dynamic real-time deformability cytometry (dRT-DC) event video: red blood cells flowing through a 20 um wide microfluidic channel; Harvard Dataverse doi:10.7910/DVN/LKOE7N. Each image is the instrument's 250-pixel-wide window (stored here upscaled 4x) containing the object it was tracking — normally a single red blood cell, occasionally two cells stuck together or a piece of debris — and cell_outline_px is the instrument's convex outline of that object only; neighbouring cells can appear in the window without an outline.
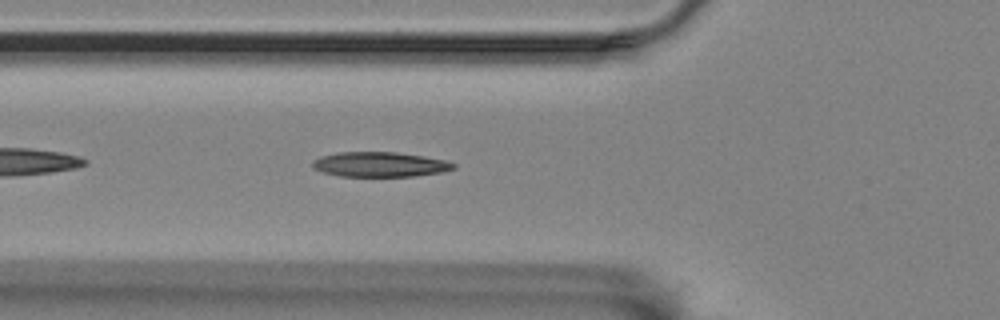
{"species": "Egyptian fruit bat (a non-hibernating species)", "species_latin": "Rousettus aegyptiacus", "temperature_condition": "room temperature", "stored_images_in_passage": 35, "camera_frame_rate_fps": 3000, "um_per_image_px": 0.085, "animal": {"sex": "female"}, "frame": {"image": 1, "passage_image": 3, "time_ms": 0.667, "image_size_px": [1000, 320], "cell_outline_px": [[456, 168], [444, 172], [412, 176], [340, 176], [324, 172], [312, 168], [312, 160], [324, 156], [340, 152], [396, 152], [424, 156], [444, 160], [456, 164]], "centroid_in_image_um": [32.32, 13.98], "position_along_channel_um": 93.5, "area_um2": 20.35}}
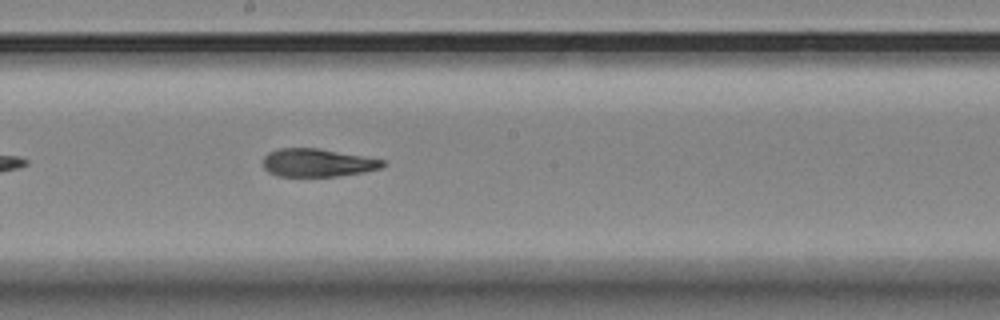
{"frame": {"image": 2, "passage_image": 14, "time_ms": 4.333, "image_size_px": [1000, 320], "cell_outline_px": [[384, 164], [380, 168], [364, 172], [336, 176], [276, 176], [268, 172], [264, 168], [264, 156], [268, 152], [280, 148], [320, 148], [384, 160]], "centroid_in_image_um": [26.95, 13.83], "position_along_channel_um": 221.2, "area_um2": 19.48}}
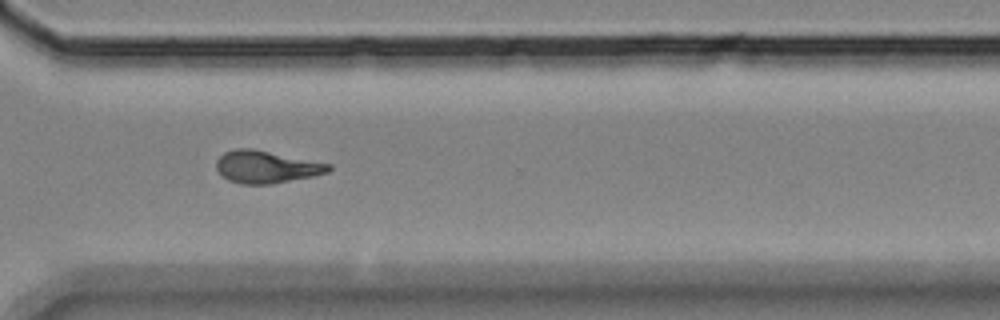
{"frame": {"image": 3, "passage_image": 25, "time_ms": 8.0, "image_size_px": [1000, 320], "cell_outline_px": [[332, 168], [328, 172], [312, 176], [272, 184], [240, 184], [228, 180], [216, 168], [216, 160], [224, 152], [236, 148], [252, 148], [332, 164]], "centroid_in_image_um": [22.63, 14.18], "position_along_channel_um": 348.0, "area_um2": 21.15}, "authors_computed_cell_mechanics": {"area_um2": 20.3456, "velocity_mm_per_s": 3.4567, "shape_relaxation_time_tau1_ms": 8.7719, "shape_relaxation_time_tau2_ms": 2.4922, "deformation_change_tau1": 0.2345, "deformation_change_tau2": 0.0982}}